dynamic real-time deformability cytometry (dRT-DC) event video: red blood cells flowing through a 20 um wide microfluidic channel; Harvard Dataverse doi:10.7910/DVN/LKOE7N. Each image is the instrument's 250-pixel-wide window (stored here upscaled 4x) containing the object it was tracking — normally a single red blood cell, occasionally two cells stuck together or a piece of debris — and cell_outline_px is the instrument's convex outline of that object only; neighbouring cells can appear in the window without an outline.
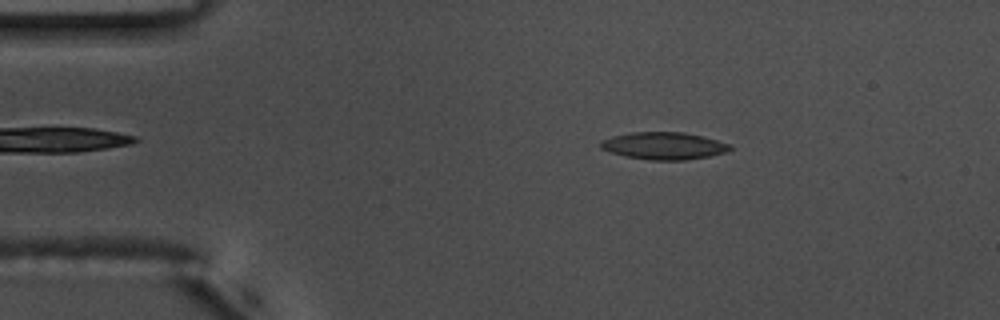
{"species": "common noctule bat (a hibernating species)", "species_latin": "Nyctalus noctula", "temperature_condition": "warm", "stored_images_in_passage": 54, "camera_frame_rate_fps": 3000, "um_per_image_px": 0.085, "animal": {"sex": "male", "body_mass_g": 17.5, "forearm_length_mm": 52.3}, "frame": {"image": 1, "passage_image": 9, "time_ms": 2.667, "image_size_px": [1000, 320], "cell_outline_px": [[732, 148], [728, 152], [708, 156], [684, 160], [652, 160], [624, 156], [608, 152], [600, 148], [600, 140], [612, 136], [632, 132], [684, 132], [716, 140], [728, 144]], "centroid_in_image_um": [56.37, 12.39], "position_along_channel_um": 28.6, "area_um2": 20.52}}
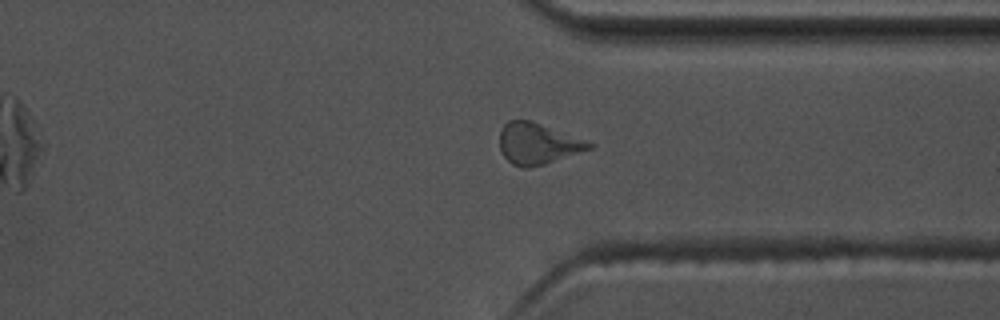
{"frame": {"image": 2, "passage_image": 41, "time_ms": 13.333, "image_size_px": [1000, 320], "cell_outline_px": [[592, 148], [544, 164], [524, 168], [520, 168], [512, 164], [504, 156], [500, 148], [500, 128], [508, 120], [532, 120], [592, 144]], "centroid_in_image_um": [45.62, 12.21], "position_along_channel_um": 365.8, "area_um2": 20.98}}
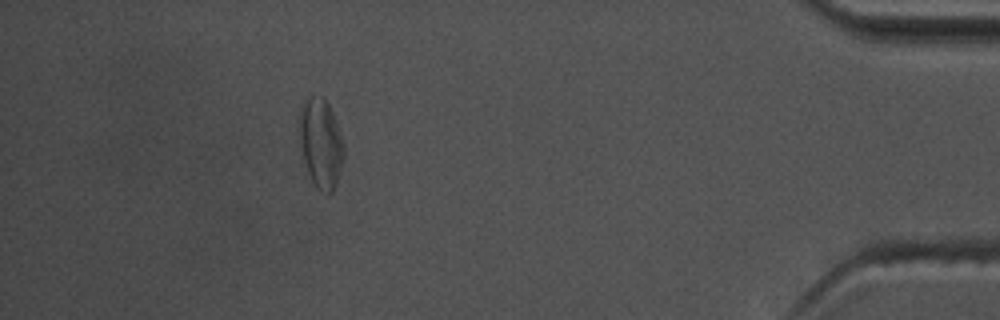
{"frame": {"image": 3, "passage_image": 49, "time_ms": 16.0, "image_size_px": [1000, 320], "cell_outline_px": [[344, 156], [340, 172], [336, 184], [332, 192], [328, 196], [316, 188], [308, 172], [304, 160], [300, 144], [300, 104], [308, 96], [324, 96], [332, 112], [344, 144]], "centroid_in_image_um": [27.27, 12.18], "position_along_channel_um": 407.9, "area_um2": 23.18}, "authors_computed_cell_mechanics": {"area_um2": 20.2878, "velocity_mm_per_s": 3.6677, "shape_relaxation_time_tau1_ms": 5.9515, "shape_relaxation_time_tau2_ms": 1.8268, "deformation_change_tau1": 0.1813, "deformation_change_tau2": 0.1025}}